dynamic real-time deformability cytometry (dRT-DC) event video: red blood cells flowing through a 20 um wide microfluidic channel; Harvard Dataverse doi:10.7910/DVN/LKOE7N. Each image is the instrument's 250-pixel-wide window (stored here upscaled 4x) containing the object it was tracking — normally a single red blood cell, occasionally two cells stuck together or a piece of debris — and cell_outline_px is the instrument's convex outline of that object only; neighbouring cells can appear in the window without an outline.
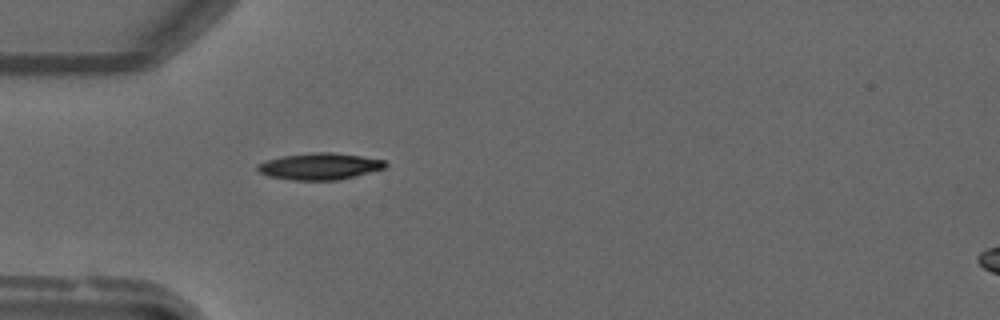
{"species": "common noctule bat (a hibernating species)", "species_latin": "Nyctalus noctula", "temperature_condition": "warm", "stored_images_in_passage": 50, "camera_frame_rate_fps": 3000, "um_per_image_px": 0.085, "animal": {"sex": "male", "forearm_length_mm": 52.5}, "frame": {"image": 1, "passage_image": 16, "time_ms": 5.0, "image_size_px": [1000, 320], "cell_outline_px": [[388, 164], [384, 168], [340, 180], [292, 180], [268, 176], [260, 172], [256, 168], [256, 164], [268, 160], [284, 156], [312, 152], [332, 152], [360, 156], [384, 160]], "centroid_in_image_um": [27.16, 14.14], "position_along_channel_um": 57.8, "area_um2": 19.71}}
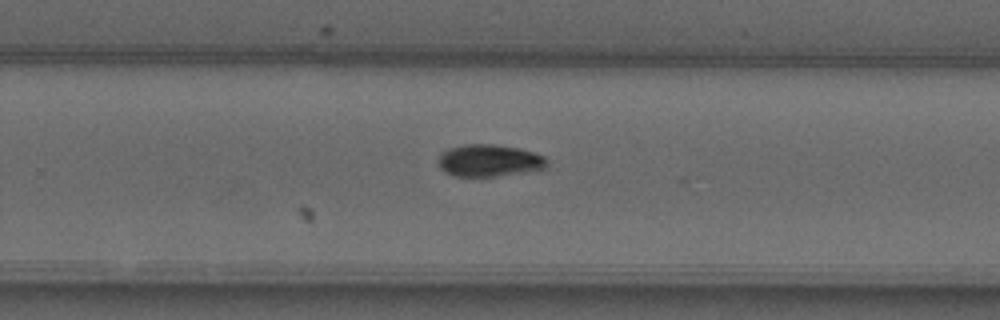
{"frame": {"image": 2, "passage_image": 33, "time_ms": 10.667, "image_size_px": [1000, 320], "cell_outline_px": [[548, 168], [496, 176], [452, 176], [444, 172], [440, 168], [436, 160], [440, 152], [448, 148], [464, 144], [492, 144], [520, 148], [544, 156], [548, 160]], "centroid_in_image_um": [41.54, 13.64], "position_along_channel_um": 288.3, "area_um2": 20.63}}
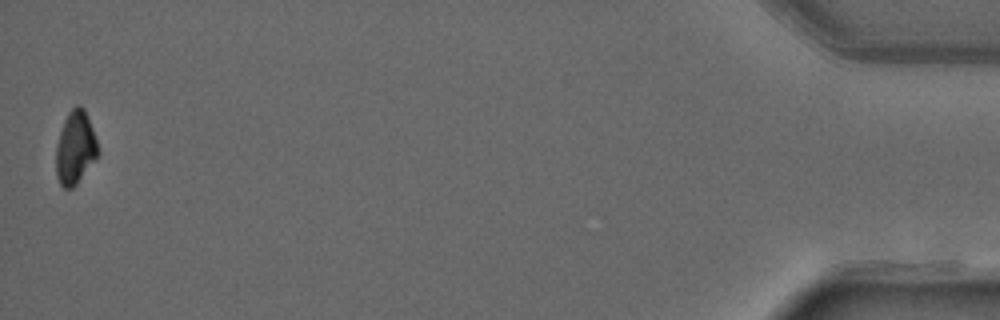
{"frame": {"image": 3, "passage_image": 50, "time_ms": 16.333, "image_size_px": [1000, 320], "cell_outline_px": [[100, 152], [76, 184], [72, 188], [64, 188], [60, 184], [56, 176], [56, 144], [64, 120], [68, 112], [76, 104], [80, 104], [84, 108], [92, 128]], "centroid_in_image_um": [6.38, 12.54], "position_along_channel_um": 428.8, "area_um2": 17.74}}